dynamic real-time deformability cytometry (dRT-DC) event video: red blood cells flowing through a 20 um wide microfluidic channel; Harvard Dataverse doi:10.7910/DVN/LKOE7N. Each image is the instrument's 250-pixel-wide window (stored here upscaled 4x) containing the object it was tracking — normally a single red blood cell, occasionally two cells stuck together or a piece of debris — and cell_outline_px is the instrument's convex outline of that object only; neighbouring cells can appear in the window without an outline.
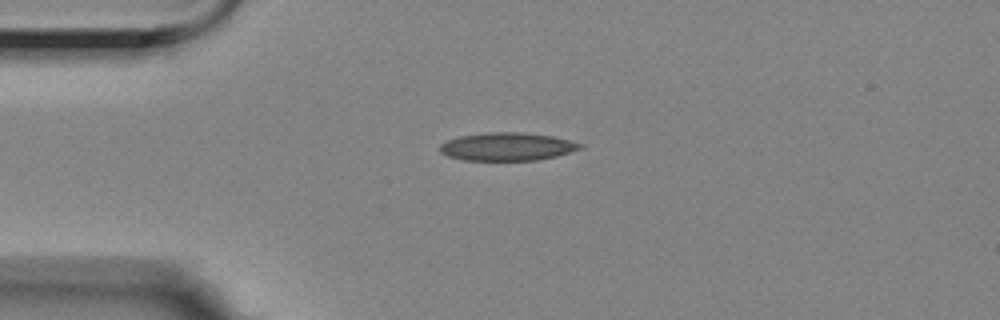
{"species": "Egyptian fruit bat (a non-hibernating species)", "species_latin": "Rousettus aegyptiacus", "temperature_condition": "room temperature", "stored_images_in_passage": 44, "camera_frame_rate_fps": 3000, "um_per_image_px": 0.085, "animal": {"sex": "female"}, "frame": {"image": 1, "passage_image": 1, "time_ms": 0.0, "image_size_px": [1000, 320], "cell_outline_px": [[584, 144], [580, 148], [556, 156], [536, 160], [464, 160], [448, 156], [440, 152], [440, 144], [448, 140], [460, 136], [488, 132], [520, 132], [552, 136]], "centroid_in_image_um": [43.08, 12.46], "position_along_channel_um": 41.9, "area_um2": 22.66}}
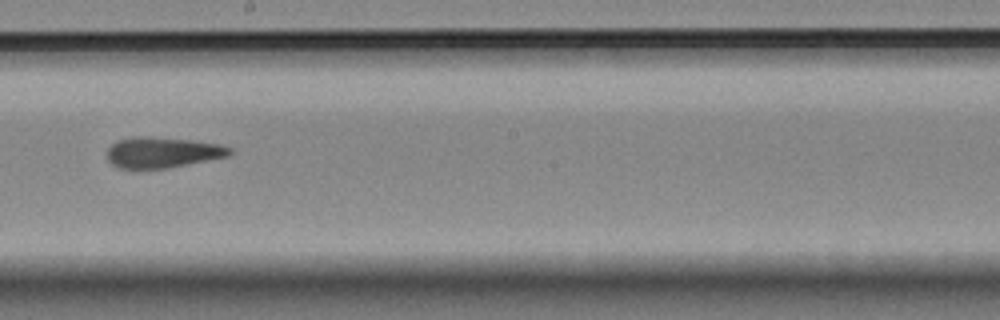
{"frame": {"image": 2, "passage_image": 19, "time_ms": 6.0, "image_size_px": [1000, 320], "cell_outline_px": [[232, 152], [228, 156], [168, 168], [120, 168], [112, 164], [108, 160], [108, 148], [116, 140], [136, 136], [140, 136], [188, 140], [220, 144], [232, 148]], "centroid_in_image_um": [13.8, 12.95], "position_along_channel_um": 234.4, "area_um2": 21.68}}
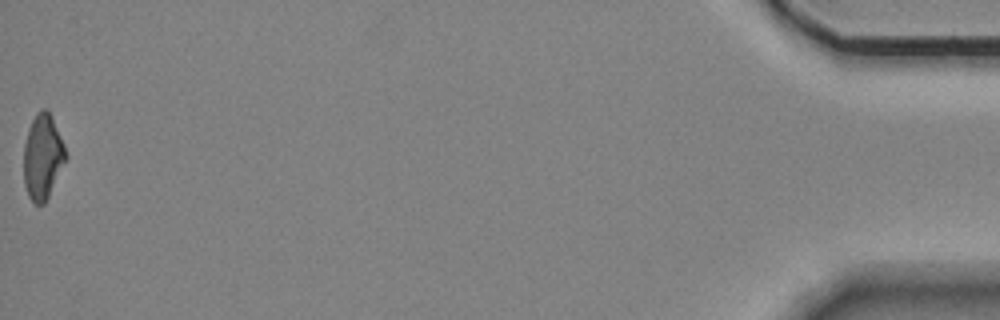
{"frame": {"image": 3, "passage_image": 44, "time_ms": 14.333, "image_size_px": [1000, 320], "cell_outline_px": [[68, 156], [44, 204], [36, 204], [28, 196], [24, 184], [24, 144], [28, 128], [36, 112], [40, 108], [48, 108], [52, 116], [64, 144]], "centroid_in_image_um": [3.63, 13.28], "position_along_channel_um": 431.6, "area_um2": 20.92}, "authors_computed_cell_mechanics": {"area_um2": 22.1374, "velocity_mm_per_s": 3.5409, "shape_relaxation_time_tau1_ms": null, "shape_relaxation_time_tau2_ms": 3.7196, "deformation_change_tau1": null, "deformation_change_tau2": 0.1243}}